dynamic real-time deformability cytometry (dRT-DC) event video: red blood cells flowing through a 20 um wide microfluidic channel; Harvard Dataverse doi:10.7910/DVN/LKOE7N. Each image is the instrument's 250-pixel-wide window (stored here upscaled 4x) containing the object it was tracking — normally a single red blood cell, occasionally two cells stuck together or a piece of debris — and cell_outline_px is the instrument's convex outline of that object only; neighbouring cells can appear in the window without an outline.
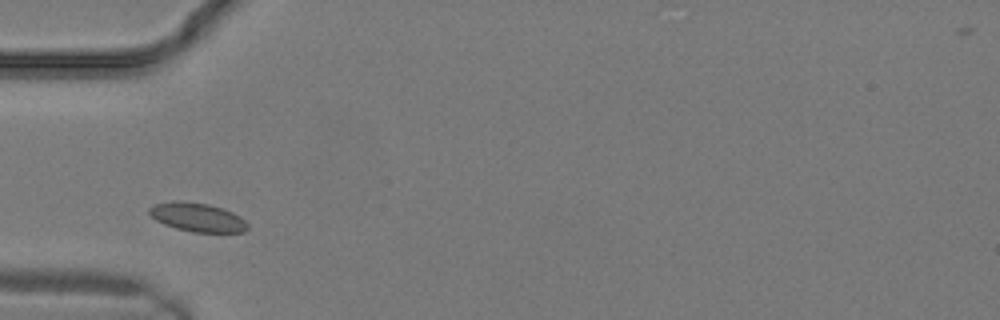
{"species": "common noctule bat (a hibernating species)", "species_latin": "Nyctalus noctula", "temperature_condition": "warm", "stored_images_in_passage": 3, "camera_frame_rate_fps": 3000, "um_per_image_px": 0.085, "animal": {"sex": "male", "body_mass_g": 19.2, "forearm_length_mm": 51.8}, "frame": {"image": 1, "passage_image": 2, "time_ms": 0.333, "image_size_px": [1000, 320], "cell_outline_px": [[248, 228], [244, 232], [192, 232], [176, 228], [164, 224], [156, 220], [148, 212], [148, 208], [156, 204], [172, 200], [180, 200], [208, 204], [224, 208], [240, 216], [248, 224]], "centroid_in_image_um": [16.78, 18.46], "position_along_channel_um": 68.2, "area_um2": 16.59}}